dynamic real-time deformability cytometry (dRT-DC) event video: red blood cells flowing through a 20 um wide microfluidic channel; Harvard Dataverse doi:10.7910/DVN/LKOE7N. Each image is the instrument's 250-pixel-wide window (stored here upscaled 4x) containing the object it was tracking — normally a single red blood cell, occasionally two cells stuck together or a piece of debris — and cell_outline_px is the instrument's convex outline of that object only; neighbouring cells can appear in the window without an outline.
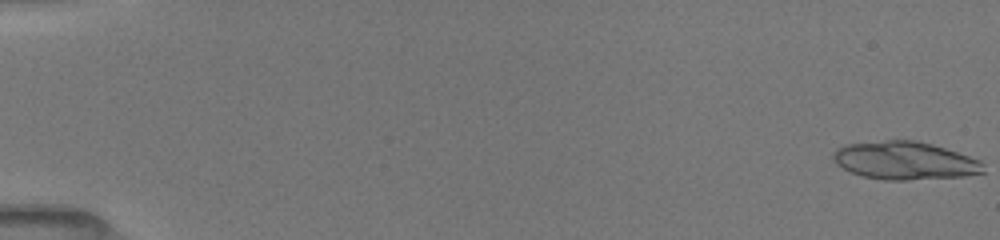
{"species": "common noctule bat (a hibernating species)", "species_latin": "Nyctalus noctula", "temperature_condition": "room temperature", "stored_images_in_passage": 45, "camera_frame_rate_fps": 3000, "um_per_image_px": 0.085, "animal": {"sex": "female", "body_mass_g": 19.5, "forearm_length_mm": 54.1}, "frame": {"image": 1, "passage_image": 1, "time_ms": 0.0, "image_size_px": [1000, 240], "cell_outline_px": [[984, 172], [964, 176], [908, 180], [884, 180], [864, 176], [852, 172], [836, 164], [832, 156], [832, 152], [836, 148], [844, 144], [884, 140], [916, 140], [932, 144], [980, 160], [984, 164]], "centroid_in_image_um": [76.88, 13.64], "position_along_channel_um": 8.1, "area_um2": 33.23}}
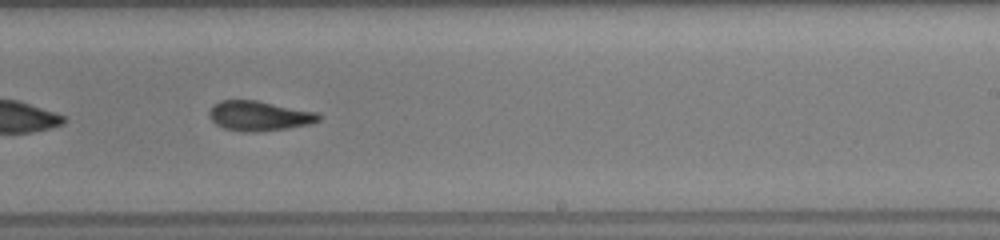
{"frame": {"image": 2, "passage_image": 30, "time_ms": 11.0, "image_size_px": [1000, 240], "cell_outline_px": [[320, 120], [312, 124], [288, 128], [256, 132], [240, 132], [224, 128], [216, 124], [208, 116], [208, 112], [212, 104], [220, 100], [256, 100], [316, 112], [320, 116]], "centroid_in_image_um": [21.99, 9.85], "position_along_channel_um": 267.0, "area_um2": 19.19}}
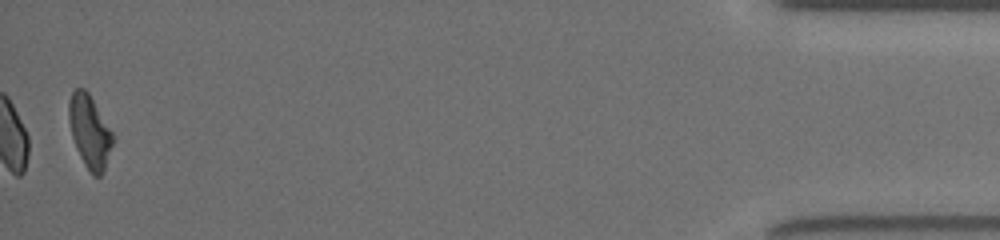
{"frame": {"image": 3, "passage_image": 45, "time_ms": 17.0, "image_size_px": [1000, 240], "cell_outline_px": [[112, 144], [104, 172], [100, 176], [92, 176], [84, 164], [76, 148], [72, 136], [68, 120], [68, 104], [72, 92], [76, 88], [84, 88], [88, 92], [112, 132]], "centroid_in_image_um": [7.6, 11.19], "position_along_channel_um": 427.6, "area_um2": 18.44}, "authors_computed_cell_mechanics": {"area_um2": 19.8254, "velocity_mm_per_s": 4.0082, "shape_relaxation_time_tau1_ms": 8.2296, "shape_relaxation_time_tau2_ms": 3.5034, "deformation_change_tau1": 0.2086, "deformation_change_tau2": 0.1114}}